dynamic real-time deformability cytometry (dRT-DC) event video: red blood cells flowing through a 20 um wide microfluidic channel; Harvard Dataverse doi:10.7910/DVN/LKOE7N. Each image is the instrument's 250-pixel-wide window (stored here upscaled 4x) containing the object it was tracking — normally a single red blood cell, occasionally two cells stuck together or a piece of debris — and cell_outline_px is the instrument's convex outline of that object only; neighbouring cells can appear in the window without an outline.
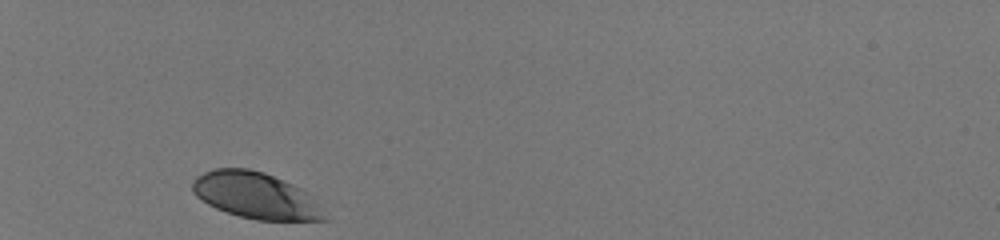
{"species": "human", "species_latin": "Homo sapiens", "temperature_condition": "room temperature", "stored_images_in_passage": 29, "camera_frame_rate_fps": 3000, "um_per_image_px": 0.085, "donor": {"sex": "male"}, "frame": {"image": 1, "passage_image": 1, "time_ms": 0.0, "image_size_px": [1000, 240], "cell_outline_px": [[332, 220], [256, 220], [240, 216], [216, 208], [208, 204], [196, 196], [192, 192], [192, 180], [196, 176], [204, 172], [216, 168], [248, 168], [264, 172], [284, 180], [308, 192]], "centroid_in_image_um": [21.76, 16.62], "position_along_channel_um": 63.2, "area_um2": 35.78}}
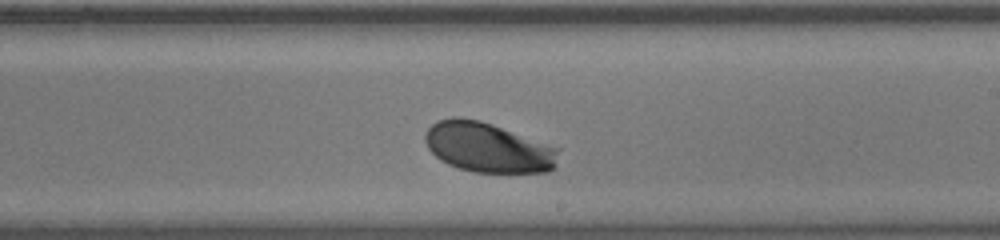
{"frame": {"image": 2, "passage_image": 17, "time_ms": 5.333, "image_size_px": [1000, 240], "cell_outline_px": [[560, 148], [556, 164], [548, 172], [476, 172], [460, 168], [448, 164], [440, 160], [428, 148], [424, 140], [424, 132], [436, 120], [452, 116], [456, 116], [480, 120], [492, 124]], "centroid_in_image_um": [41.45, 12.51], "position_along_channel_um": 247.6, "area_um2": 38.84}}
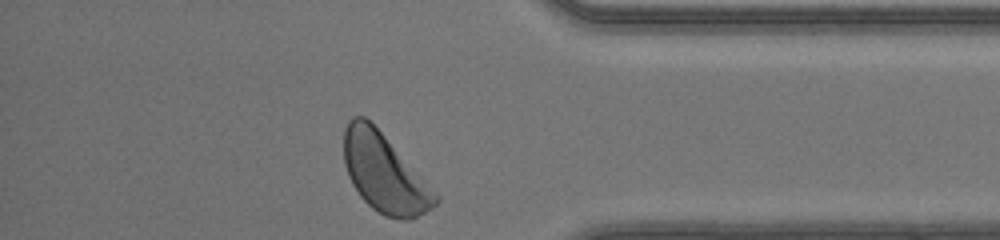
{"frame": {"image": 3, "passage_image": 29, "time_ms": 9.333, "image_size_px": [1000, 240], "cell_outline_px": [[440, 200], [432, 208], [412, 220], [400, 220], [384, 216], [372, 208], [360, 196], [352, 184], [348, 176], [344, 164], [344, 128], [348, 120], [352, 116], [364, 116], [384, 136], [440, 196]], "centroid_in_image_um": [32.66, 14.75], "position_along_channel_um": 402.5, "area_um2": 41.56}, "authors_computed_cell_mechanics": {"area_um2": 38.3214, "velocity_mm_per_s": 4.0695, "shape_relaxation_time_tau1_ms": 1.046, "shape_relaxation_time_tau2_ms": null, "deformation_change_tau1": 0.1078, "deformation_change_tau2": null}}